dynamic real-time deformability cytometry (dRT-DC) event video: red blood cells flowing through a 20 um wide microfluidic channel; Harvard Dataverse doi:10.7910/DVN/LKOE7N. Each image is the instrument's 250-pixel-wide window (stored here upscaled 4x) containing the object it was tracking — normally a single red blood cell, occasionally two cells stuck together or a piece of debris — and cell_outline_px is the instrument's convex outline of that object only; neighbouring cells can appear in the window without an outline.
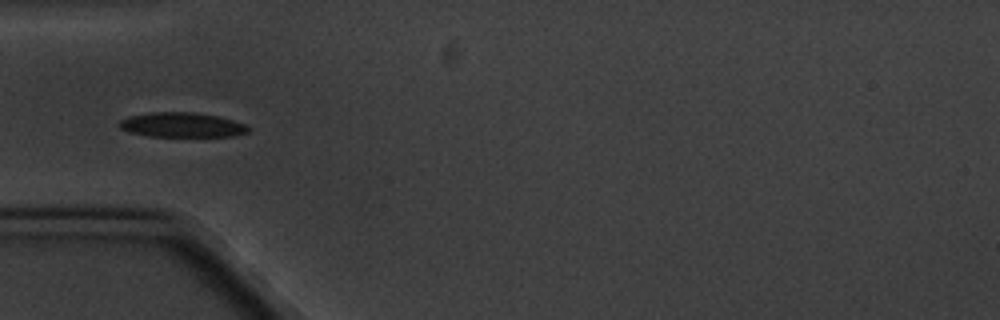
{"species": "common noctule bat (a hibernating species)", "species_latin": "Nyctalus noctula", "temperature_condition": "cold", "stored_images_in_passage": 4, "camera_frame_rate_fps": 3000, "um_per_image_px": 0.085, "animal": {"sex": "male", "body_mass_g": 20.1, "forearm_length_mm": 53.5}, "frame": {"image": 1, "passage_image": 1, "time_ms": 0.0, "image_size_px": [1000, 320], "cell_outline_px": [[252, 128], [248, 132], [236, 136], [148, 136], [128, 132], [120, 128], [116, 124], [120, 120], [128, 116], [152, 112], [196, 112], [216, 116], [232, 120], [244, 124]], "centroid_in_image_um": [15.43, 10.62], "position_along_channel_um": 69.6, "area_um2": 18.67}}